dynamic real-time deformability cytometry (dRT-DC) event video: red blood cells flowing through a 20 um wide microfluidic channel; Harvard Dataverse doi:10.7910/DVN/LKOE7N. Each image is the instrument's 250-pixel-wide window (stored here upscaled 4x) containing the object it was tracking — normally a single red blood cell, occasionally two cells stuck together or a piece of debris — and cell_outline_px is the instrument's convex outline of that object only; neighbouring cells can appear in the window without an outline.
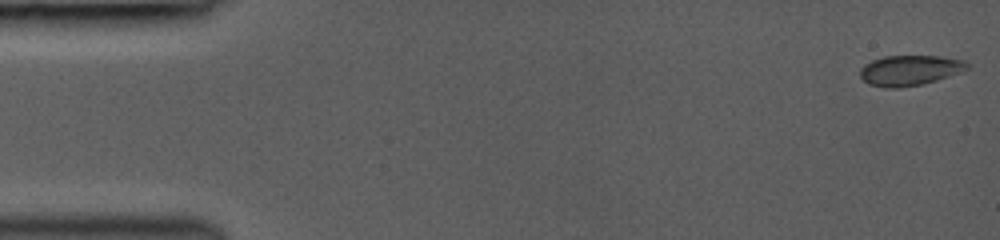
{"species": "common noctule bat (a hibernating species)", "species_latin": "Nyctalus noctula", "temperature_condition": "room temperature", "stored_images_in_passage": 22, "camera_frame_rate_fps": 3000, "um_per_image_px": 0.085, "animal": {"sex": "female", "body_mass_g": 19.0, "forearm_length_mm": 53.3}, "frame": {"image": 1, "passage_image": 1, "time_ms": 0.0, "image_size_px": [1000, 240], "cell_outline_px": [[968, 68], [960, 72], [936, 80], [920, 84], [896, 88], [884, 88], [868, 84], [860, 76], [860, 68], [864, 64], [872, 60], [884, 56], [940, 56], [964, 60], [968, 64]], "centroid_in_image_um": [77.29, 5.97], "position_along_channel_um": 7.7, "area_um2": 18.79}}
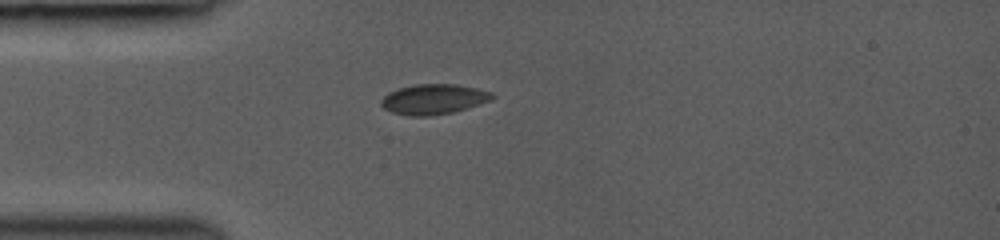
{"frame": {"image": 2, "passage_image": 13, "time_ms": 4.0, "image_size_px": [1000, 240], "cell_outline_px": [[496, 96], [492, 100], [480, 104], [452, 112], [432, 116], [408, 116], [392, 112], [384, 108], [380, 104], [380, 100], [388, 92], [396, 88], [416, 84], [456, 84], [476, 88], [492, 92]], "centroid_in_image_um": [36.84, 8.43], "position_along_channel_um": 48.2, "area_um2": 19.71}}